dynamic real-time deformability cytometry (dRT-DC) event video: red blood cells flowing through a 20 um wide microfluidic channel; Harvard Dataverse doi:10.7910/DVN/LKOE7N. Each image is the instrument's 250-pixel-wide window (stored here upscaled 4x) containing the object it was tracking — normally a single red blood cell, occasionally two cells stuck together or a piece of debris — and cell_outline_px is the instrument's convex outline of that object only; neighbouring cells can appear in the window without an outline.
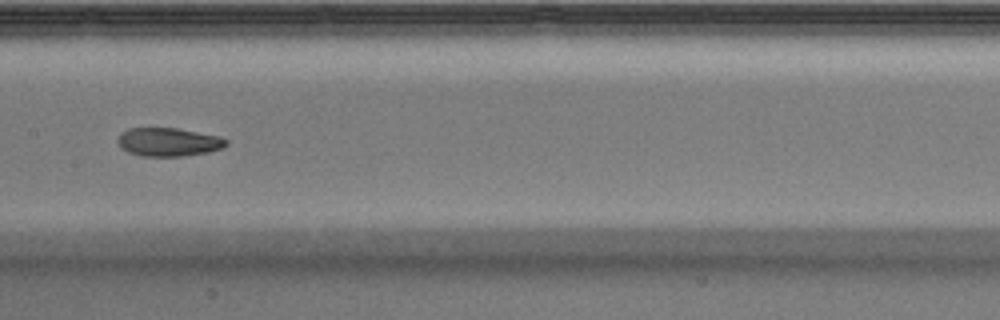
{"species": "Egyptian fruit bat (a non-hibernating species)", "species_latin": "Rousettus aegyptiacus", "temperature_condition": "warm", "stored_images_in_passage": 37, "camera_frame_rate_fps": 3000, "um_per_image_px": 0.085, "animal": {"sex": "male"}, "frame": {"image": 1, "passage_image": 11, "time_ms": 3.333, "image_size_px": [1000, 320], "cell_outline_px": [[228, 144], [220, 148], [208, 152], [180, 156], [144, 156], [128, 152], [120, 148], [116, 140], [120, 132], [128, 128], [176, 128], [220, 136], [228, 140]], "centroid_in_image_um": [14.28, 12.06], "position_along_channel_um": 193.1, "area_um2": 18.03}, "authors_computed_cell_mechanics": {"area_um2": 18.9584, "velocity_mm_per_s": 3.939, "shape_relaxation_time_tau1_ms": 10.0787, "shape_relaxation_time_tau2_ms": 3.1873, "deformation_change_tau1": 0.2763, "deformation_change_tau2": 0.0926}}